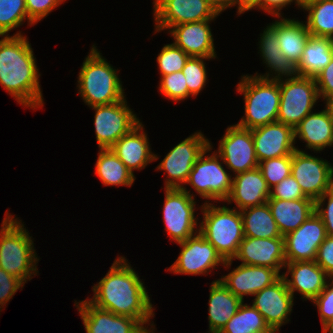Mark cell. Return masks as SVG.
Returning <instances> with one entry per match:
<instances>
[{
	"label": "cell",
	"mask_w": 333,
	"mask_h": 333,
	"mask_svg": "<svg viewBox=\"0 0 333 333\" xmlns=\"http://www.w3.org/2000/svg\"><path fill=\"white\" fill-rule=\"evenodd\" d=\"M332 57L333 39L310 35L297 65L298 75L314 78L330 63Z\"/></svg>",
	"instance_id": "cell-31"
},
{
	"label": "cell",
	"mask_w": 333,
	"mask_h": 333,
	"mask_svg": "<svg viewBox=\"0 0 333 333\" xmlns=\"http://www.w3.org/2000/svg\"><path fill=\"white\" fill-rule=\"evenodd\" d=\"M267 203L283 237L295 231L315 212L313 199H268Z\"/></svg>",
	"instance_id": "cell-26"
},
{
	"label": "cell",
	"mask_w": 333,
	"mask_h": 333,
	"mask_svg": "<svg viewBox=\"0 0 333 333\" xmlns=\"http://www.w3.org/2000/svg\"><path fill=\"white\" fill-rule=\"evenodd\" d=\"M219 333H273V331L253 305L242 303Z\"/></svg>",
	"instance_id": "cell-35"
},
{
	"label": "cell",
	"mask_w": 333,
	"mask_h": 333,
	"mask_svg": "<svg viewBox=\"0 0 333 333\" xmlns=\"http://www.w3.org/2000/svg\"><path fill=\"white\" fill-rule=\"evenodd\" d=\"M64 0H25L27 15L34 24L45 18Z\"/></svg>",
	"instance_id": "cell-42"
},
{
	"label": "cell",
	"mask_w": 333,
	"mask_h": 333,
	"mask_svg": "<svg viewBox=\"0 0 333 333\" xmlns=\"http://www.w3.org/2000/svg\"><path fill=\"white\" fill-rule=\"evenodd\" d=\"M234 259L241 260V264L268 267L280 272L286 264L284 238L245 236Z\"/></svg>",
	"instance_id": "cell-20"
},
{
	"label": "cell",
	"mask_w": 333,
	"mask_h": 333,
	"mask_svg": "<svg viewBox=\"0 0 333 333\" xmlns=\"http://www.w3.org/2000/svg\"><path fill=\"white\" fill-rule=\"evenodd\" d=\"M0 229V267L20 279L24 284L37 274V261L33 241L18 218L7 211ZM21 223V224H20Z\"/></svg>",
	"instance_id": "cell-3"
},
{
	"label": "cell",
	"mask_w": 333,
	"mask_h": 333,
	"mask_svg": "<svg viewBox=\"0 0 333 333\" xmlns=\"http://www.w3.org/2000/svg\"><path fill=\"white\" fill-rule=\"evenodd\" d=\"M295 139H303L306 147L322 151L333 145V121L327 109L309 113L295 128Z\"/></svg>",
	"instance_id": "cell-27"
},
{
	"label": "cell",
	"mask_w": 333,
	"mask_h": 333,
	"mask_svg": "<svg viewBox=\"0 0 333 333\" xmlns=\"http://www.w3.org/2000/svg\"><path fill=\"white\" fill-rule=\"evenodd\" d=\"M276 33L283 55L292 61L295 65L301 60L305 44L307 43L310 33L306 23L294 19L281 18L269 25Z\"/></svg>",
	"instance_id": "cell-30"
},
{
	"label": "cell",
	"mask_w": 333,
	"mask_h": 333,
	"mask_svg": "<svg viewBox=\"0 0 333 333\" xmlns=\"http://www.w3.org/2000/svg\"><path fill=\"white\" fill-rule=\"evenodd\" d=\"M270 188L259 167L236 174L232 179V190L226 200L234 201L240 210L267 203Z\"/></svg>",
	"instance_id": "cell-24"
},
{
	"label": "cell",
	"mask_w": 333,
	"mask_h": 333,
	"mask_svg": "<svg viewBox=\"0 0 333 333\" xmlns=\"http://www.w3.org/2000/svg\"><path fill=\"white\" fill-rule=\"evenodd\" d=\"M238 4V14L249 11L253 8L260 9V0H233V6Z\"/></svg>",
	"instance_id": "cell-49"
},
{
	"label": "cell",
	"mask_w": 333,
	"mask_h": 333,
	"mask_svg": "<svg viewBox=\"0 0 333 333\" xmlns=\"http://www.w3.org/2000/svg\"><path fill=\"white\" fill-rule=\"evenodd\" d=\"M324 100H326V109L329 112L330 118L333 121V95Z\"/></svg>",
	"instance_id": "cell-51"
},
{
	"label": "cell",
	"mask_w": 333,
	"mask_h": 333,
	"mask_svg": "<svg viewBox=\"0 0 333 333\" xmlns=\"http://www.w3.org/2000/svg\"><path fill=\"white\" fill-rule=\"evenodd\" d=\"M260 54L267 64V67H270V71L274 72L276 76L269 78L270 74L266 73L264 75H255L259 78H264L267 80L280 81L281 76H287L288 79L296 78L298 76L297 65L292 61H289L280 49V45L277 39V33L268 25L267 28L263 31V34L260 35ZM294 75V76H293Z\"/></svg>",
	"instance_id": "cell-29"
},
{
	"label": "cell",
	"mask_w": 333,
	"mask_h": 333,
	"mask_svg": "<svg viewBox=\"0 0 333 333\" xmlns=\"http://www.w3.org/2000/svg\"><path fill=\"white\" fill-rule=\"evenodd\" d=\"M251 132L258 162L292 155L297 149L292 126L276 121L251 129Z\"/></svg>",
	"instance_id": "cell-19"
},
{
	"label": "cell",
	"mask_w": 333,
	"mask_h": 333,
	"mask_svg": "<svg viewBox=\"0 0 333 333\" xmlns=\"http://www.w3.org/2000/svg\"><path fill=\"white\" fill-rule=\"evenodd\" d=\"M292 155L283 157L271 158L259 162L261 170L268 187L271 189L284 178L291 174Z\"/></svg>",
	"instance_id": "cell-37"
},
{
	"label": "cell",
	"mask_w": 333,
	"mask_h": 333,
	"mask_svg": "<svg viewBox=\"0 0 333 333\" xmlns=\"http://www.w3.org/2000/svg\"><path fill=\"white\" fill-rule=\"evenodd\" d=\"M155 32L183 23L214 20L218 14L206 0H154Z\"/></svg>",
	"instance_id": "cell-14"
},
{
	"label": "cell",
	"mask_w": 333,
	"mask_h": 333,
	"mask_svg": "<svg viewBox=\"0 0 333 333\" xmlns=\"http://www.w3.org/2000/svg\"><path fill=\"white\" fill-rule=\"evenodd\" d=\"M286 267L288 270L282 276L293 297L294 291H298L302 294V298L312 301L324 290L328 282L326 280L329 276L315 260L286 262L284 268ZM289 273L291 279L286 277Z\"/></svg>",
	"instance_id": "cell-23"
},
{
	"label": "cell",
	"mask_w": 333,
	"mask_h": 333,
	"mask_svg": "<svg viewBox=\"0 0 333 333\" xmlns=\"http://www.w3.org/2000/svg\"><path fill=\"white\" fill-rule=\"evenodd\" d=\"M269 199H282V200H297V199H311L304 195L299 183L290 174L281 182L276 184L270 189Z\"/></svg>",
	"instance_id": "cell-41"
},
{
	"label": "cell",
	"mask_w": 333,
	"mask_h": 333,
	"mask_svg": "<svg viewBox=\"0 0 333 333\" xmlns=\"http://www.w3.org/2000/svg\"><path fill=\"white\" fill-rule=\"evenodd\" d=\"M35 57L27 38L17 32L0 39V85L22 106H43Z\"/></svg>",
	"instance_id": "cell-2"
},
{
	"label": "cell",
	"mask_w": 333,
	"mask_h": 333,
	"mask_svg": "<svg viewBox=\"0 0 333 333\" xmlns=\"http://www.w3.org/2000/svg\"><path fill=\"white\" fill-rule=\"evenodd\" d=\"M111 149L132 173L135 169H143L148 163L158 159L150 150L142 122L122 136Z\"/></svg>",
	"instance_id": "cell-25"
},
{
	"label": "cell",
	"mask_w": 333,
	"mask_h": 333,
	"mask_svg": "<svg viewBox=\"0 0 333 333\" xmlns=\"http://www.w3.org/2000/svg\"><path fill=\"white\" fill-rule=\"evenodd\" d=\"M209 296V333H219L236 314L243 301L219 279L212 282Z\"/></svg>",
	"instance_id": "cell-28"
},
{
	"label": "cell",
	"mask_w": 333,
	"mask_h": 333,
	"mask_svg": "<svg viewBox=\"0 0 333 333\" xmlns=\"http://www.w3.org/2000/svg\"><path fill=\"white\" fill-rule=\"evenodd\" d=\"M256 295V296H255ZM252 305L261 313L272 331L289 321L294 297L281 276L276 282L254 294Z\"/></svg>",
	"instance_id": "cell-17"
},
{
	"label": "cell",
	"mask_w": 333,
	"mask_h": 333,
	"mask_svg": "<svg viewBox=\"0 0 333 333\" xmlns=\"http://www.w3.org/2000/svg\"><path fill=\"white\" fill-rule=\"evenodd\" d=\"M209 146V140L197 132L172 148L157 166V170L168 173L165 188H183L182 184L186 185L194 163Z\"/></svg>",
	"instance_id": "cell-11"
},
{
	"label": "cell",
	"mask_w": 333,
	"mask_h": 333,
	"mask_svg": "<svg viewBox=\"0 0 333 333\" xmlns=\"http://www.w3.org/2000/svg\"><path fill=\"white\" fill-rule=\"evenodd\" d=\"M331 280L332 282H327L324 290L312 300L318 308L322 326L333 318V279Z\"/></svg>",
	"instance_id": "cell-43"
},
{
	"label": "cell",
	"mask_w": 333,
	"mask_h": 333,
	"mask_svg": "<svg viewBox=\"0 0 333 333\" xmlns=\"http://www.w3.org/2000/svg\"><path fill=\"white\" fill-rule=\"evenodd\" d=\"M281 276L275 269L240 264L236 269L219 280L243 301L244 295L256 294L276 282Z\"/></svg>",
	"instance_id": "cell-21"
},
{
	"label": "cell",
	"mask_w": 333,
	"mask_h": 333,
	"mask_svg": "<svg viewBox=\"0 0 333 333\" xmlns=\"http://www.w3.org/2000/svg\"><path fill=\"white\" fill-rule=\"evenodd\" d=\"M327 236L324 222L314 212L295 231L284 236L286 262L314 261Z\"/></svg>",
	"instance_id": "cell-16"
},
{
	"label": "cell",
	"mask_w": 333,
	"mask_h": 333,
	"mask_svg": "<svg viewBox=\"0 0 333 333\" xmlns=\"http://www.w3.org/2000/svg\"><path fill=\"white\" fill-rule=\"evenodd\" d=\"M76 304L86 333H154L155 328L149 331L138 320L99 309L87 299Z\"/></svg>",
	"instance_id": "cell-18"
},
{
	"label": "cell",
	"mask_w": 333,
	"mask_h": 333,
	"mask_svg": "<svg viewBox=\"0 0 333 333\" xmlns=\"http://www.w3.org/2000/svg\"><path fill=\"white\" fill-rule=\"evenodd\" d=\"M178 244L182 251L168 270L175 274L203 275L210 272L211 268H216L219 263L225 268L232 264L231 260L225 261L200 232Z\"/></svg>",
	"instance_id": "cell-13"
},
{
	"label": "cell",
	"mask_w": 333,
	"mask_h": 333,
	"mask_svg": "<svg viewBox=\"0 0 333 333\" xmlns=\"http://www.w3.org/2000/svg\"><path fill=\"white\" fill-rule=\"evenodd\" d=\"M322 327L323 333H333V318L327 321Z\"/></svg>",
	"instance_id": "cell-52"
},
{
	"label": "cell",
	"mask_w": 333,
	"mask_h": 333,
	"mask_svg": "<svg viewBox=\"0 0 333 333\" xmlns=\"http://www.w3.org/2000/svg\"><path fill=\"white\" fill-rule=\"evenodd\" d=\"M195 203L193 194L185 187L165 188L163 220L168 236L176 243L186 241L199 232V229L194 230L198 226L194 216Z\"/></svg>",
	"instance_id": "cell-9"
},
{
	"label": "cell",
	"mask_w": 333,
	"mask_h": 333,
	"mask_svg": "<svg viewBox=\"0 0 333 333\" xmlns=\"http://www.w3.org/2000/svg\"><path fill=\"white\" fill-rule=\"evenodd\" d=\"M326 198L328 203L324 209L322 206L325 204ZM315 212L324 222L327 235L333 237V189L324 193L315 201Z\"/></svg>",
	"instance_id": "cell-45"
},
{
	"label": "cell",
	"mask_w": 333,
	"mask_h": 333,
	"mask_svg": "<svg viewBox=\"0 0 333 333\" xmlns=\"http://www.w3.org/2000/svg\"><path fill=\"white\" fill-rule=\"evenodd\" d=\"M28 19V23L34 25L29 20L25 0H0V37L8 36L7 33L22 25Z\"/></svg>",
	"instance_id": "cell-36"
},
{
	"label": "cell",
	"mask_w": 333,
	"mask_h": 333,
	"mask_svg": "<svg viewBox=\"0 0 333 333\" xmlns=\"http://www.w3.org/2000/svg\"><path fill=\"white\" fill-rule=\"evenodd\" d=\"M210 21L190 22L170 28L173 43L189 57L216 58Z\"/></svg>",
	"instance_id": "cell-22"
},
{
	"label": "cell",
	"mask_w": 333,
	"mask_h": 333,
	"mask_svg": "<svg viewBox=\"0 0 333 333\" xmlns=\"http://www.w3.org/2000/svg\"><path fill=\"white\" fill-rule=\"evenodd\" d=\"M314 78L320 98L326 99L333 95V57L330 63Z\"/></svg>",
	"instance_id": "cell-47"
},
{
	"label": "cell",
	"mask_w": 333,
	"mask_h": 333,
	"mask_svg": "<svg viewBox=\"0 0 333 333\" xmlns=\"http://www.w3.org/2000/svg\"><path fill=\"white\" fill-rule=\"evenodd\" d=\"M280 105L277 121L295 128L316 104L319 97L315 78L298 75L279 81Z\"/></svg>",
	"instance_id": "cell-7"
},
{
	"label": "cell",
	"mask_w": 333,
	"mask_h": 333,
	"mask_svg": "<svg viewBox=\"0 0 333 333\" xmlns=\"http://www.w3.org/2000/svg\"><path fill=\"white\" fill-rule=\"evenodd\" d=\"M95 164V174L103 185L132 186L134 174L120 161L111 148L100 149Z\"/></svg>",
	"instance_id": "cell-33"
},
{
	"label": "cell",
	"mask_w": 333,
	"mask_h": 333,
	"mask_svg": "<svg viewBox=\"0 0 333 333\" xmlns=\"http://www.w3.org/2000/svg\"><path fill=\"white\" fill-rule=\"evenodd\" d=\"M24 283L12 276L0 267V309L12 299L19 288L22 289Z\"/></svg>",
	"instance_id": "cell-44"
},
{
	"label": "cell",
	"mask_w": 333,
	"mask_h": 333,
	"mask_svg": "<svg viewBox=\"0 0 333 333\" xmlns=\"http://www.w3.org/2000/svg\"><path fill=\"white\" fill-rule=\"evenodd\" d=\"M188 58L189 56L173 43L165 45L157 57L161 76L182 71Z\"/></svg>",
	"instance_id": "cell-39"
},
{
	"label": "cell",
	"mask_w": 333,
	"mask_h": 333,
	"mask_svg": "<svg viewBox=\"0 0 333 333\" xmlns=\"http://www.w3.org/2000/svg\"><path fill=\"white\" fill-rule=\"evenodd\" d=\"M213 10L220 15L223 10L233 6V0H206Z\"/></svg>",
	"instance_id": "cell-50"
},
{
	"label": "cell",
	"mask_w": 333,
	"mask_h": 333,
	"mask_svg": "<svg viewBox=\"0 0 333 333\" xmlns=\"http://www.w3.org/2000/svg\"><path fill=\"white\" fill-rule=\"evenodd\" d=\"M92 290L93 299L88 301L99 309L134 318L142 325L154 317L147 290L124 257L114 261L108 273Z\"/></svg>",
	"instance_id": "cell-1"
},
{
	"label": "cell",
	"mask_w": 333,
	"mask_h": 333,
	"mask_svg": "<svg viewBox=\"0 0 333 333\" xmlns=\"http://www.w3.org/2000/svg\"><path fill=\"white\" fill-rule=\"evenodd\" d=\"M244 236L252 238H284L278 230L268 203L240 210Z\"/></svg>",
	"instance_id": "cell-32"
},
{
	"label": "cell",
	"mask_w": 333,
	"mask_h": 333,
	"mask_svg": "<svg viewBox=\"0 0 333 333\" xmlns=\"http://www.w3.org/2000/svg\"><path fill=\"white\" fill-rule=\"evenodd\" d=\"M126 99L107 105L92 106L95 110L94 126L100 149L111 148L122 136L140 123Z\"/></svg>",
	"instance_id": "cell-10"
},
{
	"label": "cell",
	"mask_w": 333,
	"mask_h": 333,
	"mask_svg": "<svg viewBox=\"0 0 333 333\" xmlns=\"http://www.w3.org/2000/svg\"><path fill=\"white\" fill-rule=\"evenodd\" d=\"M291 174L304 195L314 201L333 189V166L299 149L292 153Z\"/></svg>",
	"instance_id": "cell-12"
},
{
	"label": "cell",
	"mask_w": 333,
	"mask_h": 333,
	"mask_svg": "<svg viewBox=\"0 0 333 333\" xmlns=\"http://www.w3.org/2000/svg\"><path fill=\"white\" fill-rule=\"evenodd\" d=\"M293 1H295L298 7H303L299 0H260V9L280 18L282 16L279 11L282 10L283 7H286V5L291 4Z\"/></svg>",
	"instance_id": "cell-48"
},
{
	"label": "cell",
	"mask_w": 333,
	"mask_h": 333,
	"mask_svg": "<svg viewBox=\"0 0 333 333\" xmlns=\"http://www.w3.org/2000/svg\"><path fill=\"white\" fill-rule=\"evenodd\" d=\"M226 130L217 150L220 160L236 174L258 167L251 130L236 124Z\"/></svg>",
	"instance_id": "cell-15"
},
{
	"label": "cell",
	"mask_w": 333,
	"mask_h": 333,
	"mask_svg": "<svg viewBox=\"0 0 333 333\" xmlns=\"http://www.w3.org/2000/svg\"><path fill=\"white\" fill-rule=\"evenodd\" d=\"M78 88L86 105L91 107L119 102L125 97L116 69L94 45L79 72Z\"/></svg>",
	"instance_id": "cell-4"
},
{
	"label": "cell",
	"mask_w": 333,
	"mask_h": 333,
	"mask_svg": "<svg viewBox=\"0 0 333 333\" xmlns=\"http://www.w3.org/2000/svg\"><path fill=\"white\" fill-rule=\"evenodd\" d=\"M237 91L244 95L245 117L236 125L254 129L277 121L280 105L279 81L242 76Z\"/></svg>",
	"instance_id": "cell-6"
},
{
	"label": "cell",
	"mask_w": 333,
	"mask_h": 333,
	"mask_svg": "<svg viewBox=\"0 0 333 333\" xmlns=\"http://www.w3.org/2000/svg\"><path fill=\"white\" fill-rule=\"evenodd\" d=\"M159 90L170 100L181 101L187 99L191 94L188 92L187 83L182 71L161 76Z\"/></svg>",
	"instance_id": "cell-40"
},
{
	"label": "cell",
	"mask_w": 333,
	"mask_h": 333,
	"mask_svg": "<svg viewBox=\"0 0 333 333\" xmlns=\"http://www.w3.org/2000/svg\"><path fill=\"white\" fill-rule=\"evenodd\" d=\"M308 1H311V0H299V2L304 5L305 3H307Z\"/></svg>",
	"instance_id": "cell-53"
},
{
	"label": "cell",
	"mask_w": 333,
	"mask_h": 333,
	"mask_svg": "<svg viewBox=\"0 0 333 333\" xmlns=\"http://www.w3.org/2000/svg\"><path fill=\"white\" fill-rule=\"evenodd\" d=\"M315 262L333 278V237L327 236L319 246Z\"/></svg>",
	"instance_id": "cell-46"
},
{
	"label": "cell",
	"mask_w": 333,
	"mask_h": 333,
	"mask_svg": "<svg viewBox=\"0 0 333 333\" xmlns=\"http://www.w3.org/2000/svg\"><path fill=\"white\" fill-rule=\"evenodd\" d=\"M203 221L199 232L226 260L233 261L244 236L243 219L238 209L216 207L205 202L202 205Z\"/></svg>",
	"instance_id": "cell-5"
},
{
	"label": "cell",
	"mask_w": 333,
	"mask_h": 333,
	"mask_svg": "<svg viewBox=\"0 0 333 333\" xmlns=\"http://www.w3.org/2000/svg\"><path fill=\"white\" fill-rule=\"evenodd\" d=\"M212 149L210 146L201 154L194 163L189 174L187 184L205 199L226 201L232 190V178L219 162L220 156L216 152L206 156Z\"/></svg>",
	"instance_id": "cell-8"
},
{
	"label": "cell",
	"mask_w": 333,
	"mask_h": 333,
	"mask_svg": "<svg viewBox=\"0 0 333 333\" xmlns=\"http://www.w3.org/2000/svg\"><path fill=\"white\" fill-rule=\"evenodd\" d=\"M212 58L189 57L185 63L182 73L185 76L188 92L191 96H197L207 82V70L203 60Z\"/></svg>",
	"instance_id": "cell-38"
},
{
	"label": "cell",
	"mask_w": 333,
	"mask_h": 333,
	"mask_svg": "<svg viewBox=\"0 0 333 333\" xmlns=\"http://www.w3.org/2000/svg\"><path fill=\"white\" fill-rule=\"evenodd\" d=\"M302 8L309 11L306 21L309 33L333 39V0H311Z\"/></svg>",
	"instance_id": "cell-34"
}]
</instances>
